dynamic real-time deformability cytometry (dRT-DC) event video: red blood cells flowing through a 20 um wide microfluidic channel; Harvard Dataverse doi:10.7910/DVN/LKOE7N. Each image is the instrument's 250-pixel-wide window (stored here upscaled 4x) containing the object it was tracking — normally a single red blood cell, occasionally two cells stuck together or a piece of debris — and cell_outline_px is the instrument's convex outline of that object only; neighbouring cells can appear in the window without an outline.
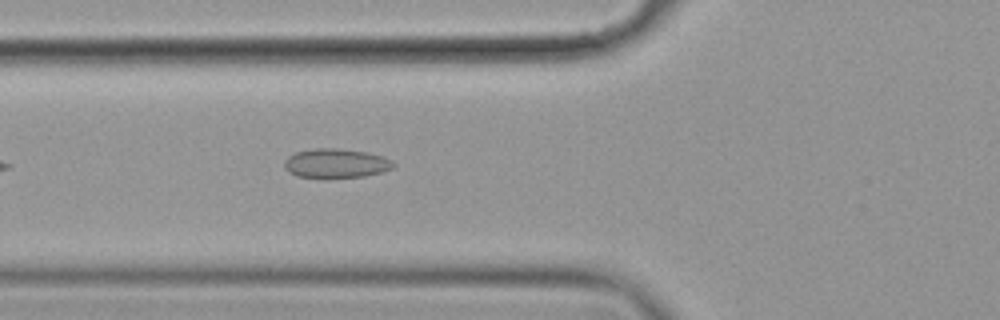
{"species": "common noctule bat (a hibernating species)", "species_latin": "Nyctalus noctula", "temperature_condition": "cold", "stored_images_in_passage": 2, "camera_frame_rate_fps": 3000, "um_per_image_px": 0.085, "animal": {"sex": "female", "body_mass_g": 19.9}, "frame": {"image": 1, "passage_image": 2, "time_ms": 0.333, "image_size_px": [1000, 320], "cell_outline_px": [[396, 164], [392, 168], [380, 172], [364, 176], [296, 176], [288, 172], [284, 168], [284, 160], [288, 156], [296, 152], [316, 148], [340, 148], [368, 152], [384, 156], [392, 160]], "centroid_in_image_um": [28.56, 13.84], "position_along_channel_um": 97.2, "area_um2": 18.32}}